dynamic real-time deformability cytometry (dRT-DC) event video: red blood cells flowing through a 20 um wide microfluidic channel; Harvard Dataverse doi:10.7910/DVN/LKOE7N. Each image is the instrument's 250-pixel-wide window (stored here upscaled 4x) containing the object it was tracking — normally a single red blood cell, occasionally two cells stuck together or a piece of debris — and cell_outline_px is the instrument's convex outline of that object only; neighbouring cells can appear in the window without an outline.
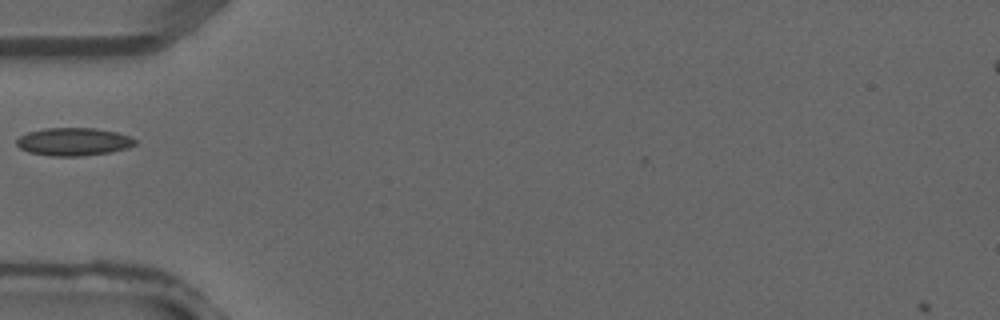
{"species": "common noctule bat (a hibernating species)", "species_latin": "Nyctalus noctula", "temperature_condition": "warm", "stored_images_in_passage": 1, "camera_frame_rate_fps": 3000, "um_per_image_px": 0.085, "animal": {"sex": "male", "forearm_length_mm": 52.5}, "frame": {"image": 1, "passage_image": 1, "time_ms": 0.0, "image_size_px": [1000, 320], "cell_outline_px": [[136, 144], [128, 148], [108, 152], [80, 156], [52, 156], [28, 152], [20, 148], [16, 144], [16, 140], [20, 136], [28, 132], [44, 128], [96, 128], [116, 132], [128, 136], [136, 140]], "centroid_in_image_um": [6.23, 12.04], "position_along_channel_um": 78.8, "area_um2": 19.19}}